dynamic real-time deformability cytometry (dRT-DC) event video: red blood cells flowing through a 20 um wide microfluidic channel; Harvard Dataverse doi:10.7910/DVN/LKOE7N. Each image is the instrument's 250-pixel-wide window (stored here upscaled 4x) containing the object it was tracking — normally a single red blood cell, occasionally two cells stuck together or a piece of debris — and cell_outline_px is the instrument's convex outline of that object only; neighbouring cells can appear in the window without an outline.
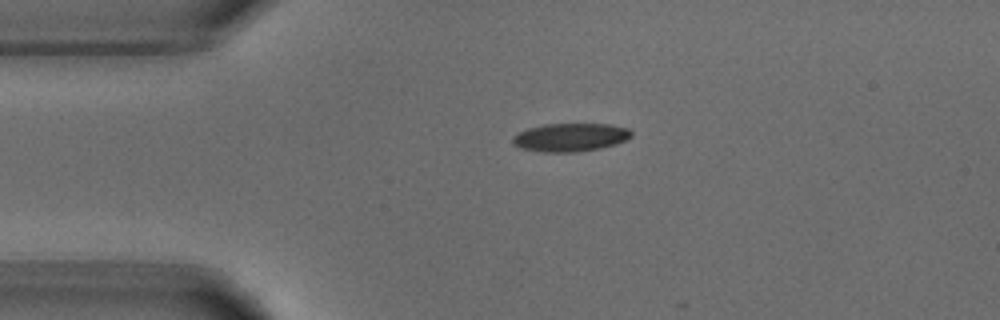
{"species": "common noctule bat (a hibernating species)", "species_latin": "Nyctalus noctula", "temperature_condition": "warm", "stored_images_in_passage": 6, "camera_frame_rate_fps": 3000, "um_per_image_px": 0.085, "animal": {"sex": "male", "body_mass_g": 18.8}, "frame": {"image": 1, "passage_image": 1, "time_ms": 0.0, "image_size_px": [1000, 320], "cell_outline_px": [[632, 136], [616, 144], [600, 148], [576, 152], [544, 152], [520, 148], [512, 144], [512, 136], [528, 128], [544, 124], [608, 124], [628, 128], [632, 132]], "centroid_in_image_um": [48.46, 11.67], "position_along_channel_um": 36.5, "area_um2": 19.54}}